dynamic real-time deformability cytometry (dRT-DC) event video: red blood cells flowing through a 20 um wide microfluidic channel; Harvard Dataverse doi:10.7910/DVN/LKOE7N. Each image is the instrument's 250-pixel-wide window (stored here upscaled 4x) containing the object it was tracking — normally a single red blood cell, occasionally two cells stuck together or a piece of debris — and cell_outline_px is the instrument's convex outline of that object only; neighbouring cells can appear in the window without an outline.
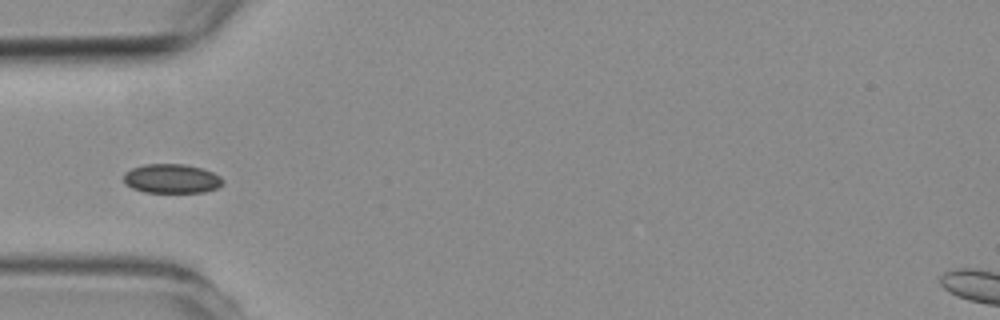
{"species": "common noctule bat (a hibernating species)", "species_latin": "Nyctalus noctula", "temperature_condition": "room temperature", "stored_images_in_passage": 5, "camera_frame_rate_fps": 3000, "um_per_image_px": 0.085, "animal": {"sex": "female", "body_mass_g": 19.3, "forearm_length_mm": 54.1}, "frame": {"image": 1, "passage_image": 4, "time_ms": 3.667, "image_size_px": [1000, 320], "cell_outline_px": [[224, 184], [216, 188], [204, 192], [144, 192], [132, 188], [124, 180], [124, 172], [132, 168], [144, 164], [184, 164], [200, 168], [212, 172], [220, 176], [224, 180]], "centroid_in_image_um": [14.6, 15.18], "position_along_channel_um": 70.4, "area_um2": 16.82}}
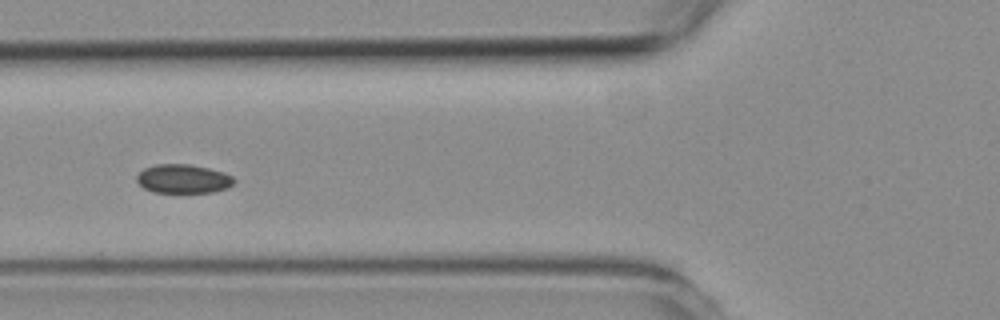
{"frame": {"image": 2, "passage_image": 5, "time_ms": 4.667, "image_size_px": [1000, 320], "cell_outline_px": [[236, 180], [228, 188], [212, 192], [152, 192], [144, 188], [136, 180], [136, 176], [144, 168], [156, 164], [192, 164], [224, 172], [232, 176]], "centroid_in_image_um": [15.58, 15.19], "position_along_channel_um": 110.2, "area_um2": 16.42}}